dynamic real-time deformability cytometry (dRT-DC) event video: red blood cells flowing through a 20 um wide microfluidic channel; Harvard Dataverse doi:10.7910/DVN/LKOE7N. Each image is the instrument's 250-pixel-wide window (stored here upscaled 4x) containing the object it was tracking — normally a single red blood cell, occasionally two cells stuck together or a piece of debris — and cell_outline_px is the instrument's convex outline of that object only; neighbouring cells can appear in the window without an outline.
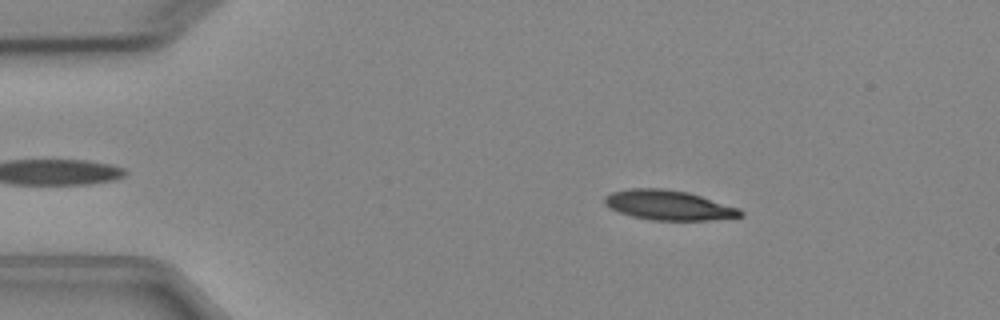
{"species": "Egyptian fruit bat (a non-hibernating species)", "species_latin": "Rousettus aegyptiacus", "temperature_condition": "cold", "stored_images_in_passage": 5, "camera_frame_rate_fps": 3000, "um_per_image_px": 0.085, "animal": {"sex": "female"}, "frame": {"image": 1, "passage_image": 2, "time_ms": 1.333, "image_size_px": [1000, 320], "cell_outline_px": [[744, 216], [708, 220], [652, 220], [632, 216], [620, 212], [604, 204], [604, 196], [612, 192], [628, 188], [664, 188], [688, 192], [740, 208], [744, 212]], "centroid_in_image_um": [56.85, 17.43], "position_along_channel_um": 28.2, "area_um2": 23.58}}
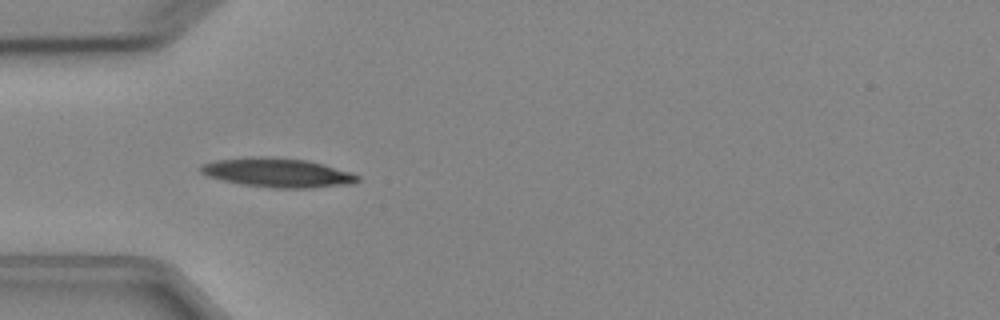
{"frame": {"image": 2, "passage_image": 4, "time_ms": 3.667, "image_size_px": [1000, 320], "cell_outline_px": [[360, 180], [352, 184], [312, 188], [276, 188], [244, 184], [224, 180], [208, 176], [200, 172], [200, 164], [216, 160], [248, 156], [268, 156], [308, 160], [324, 164], [352, 172], [360, 176]], "centroid_in_image_um": [23.63, 14.66], "position_along_channel_um": 61.4, "area_um2": 26.88}}